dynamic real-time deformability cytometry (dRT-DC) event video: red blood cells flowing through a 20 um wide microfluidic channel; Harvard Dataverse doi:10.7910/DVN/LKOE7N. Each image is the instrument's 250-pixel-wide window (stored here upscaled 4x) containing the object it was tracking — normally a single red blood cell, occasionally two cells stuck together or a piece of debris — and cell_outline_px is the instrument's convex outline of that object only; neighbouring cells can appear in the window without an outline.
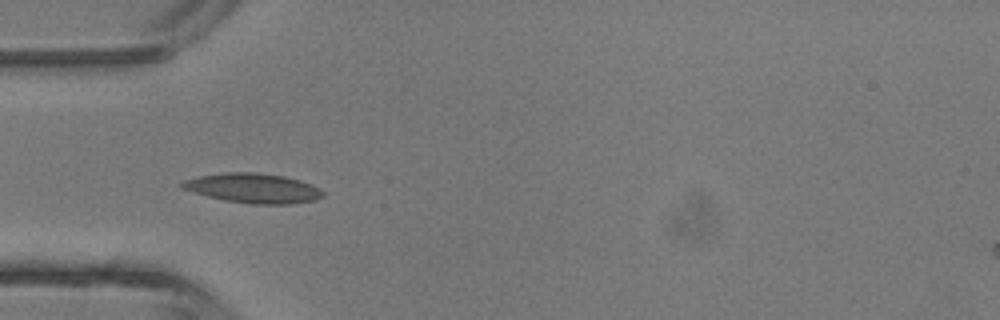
{"species": "common noctule bat (a hibernating species)", "species_latin": "Nyctalus noctula", "temperature_condition": "room temperature", "stored_images_in_passage": 4, "camera_frame_rate_fps": 3000, "um_per_image_px": 0.085, "animal": {"sex": "male", "body_mass_g": 13.3}, "frame": {"image": 1, "passage_image": 3, "time_ms": 2.333, "image_size_px": [1000, 320], "cell_outline_px": [[324, 196], [316, 200], [292, 204], [252, 204], [224, 200], [192, 192], [180, 188], [180, 184], [184, 180], [200, 176], [224, 172], [256, 172], [284, 176], [300, 180], [312, 184], [320, 188], [324, 192]], "centroid_in_image_um": [21.54, 16.0], "position_along_channel_um": 63.5, "area_um2": 24.51}}
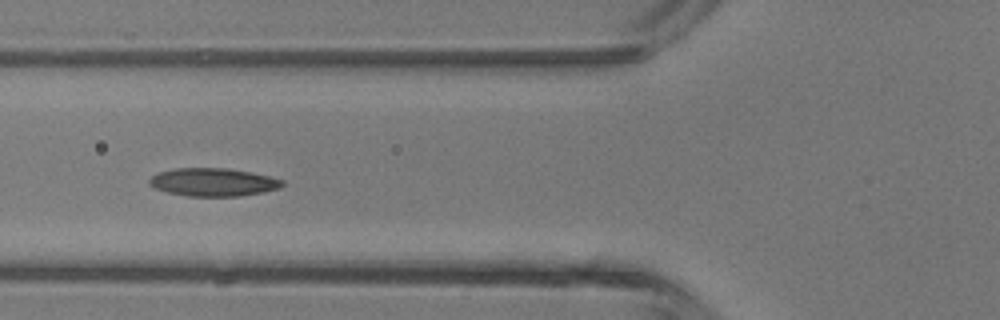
{"frame": {"image": 2, "passage_image": 4, "time_ms": 3.333, "image_size_px": [1000, 320], "cell_outline_px": [[284, 184], [280, 188], [264, 192], [240, 196], [188, 196], [168, 192], [156, 188], [148, 184], [148, 180], [152, 176], [160, 172], [176, 168], [228, 168], [252, 172], [272, 176], [284, 180]], "centroid_in_image_um": [18.17, 15.48], "position_along_channel_um": 107.6, "area_um2": 21.85}}